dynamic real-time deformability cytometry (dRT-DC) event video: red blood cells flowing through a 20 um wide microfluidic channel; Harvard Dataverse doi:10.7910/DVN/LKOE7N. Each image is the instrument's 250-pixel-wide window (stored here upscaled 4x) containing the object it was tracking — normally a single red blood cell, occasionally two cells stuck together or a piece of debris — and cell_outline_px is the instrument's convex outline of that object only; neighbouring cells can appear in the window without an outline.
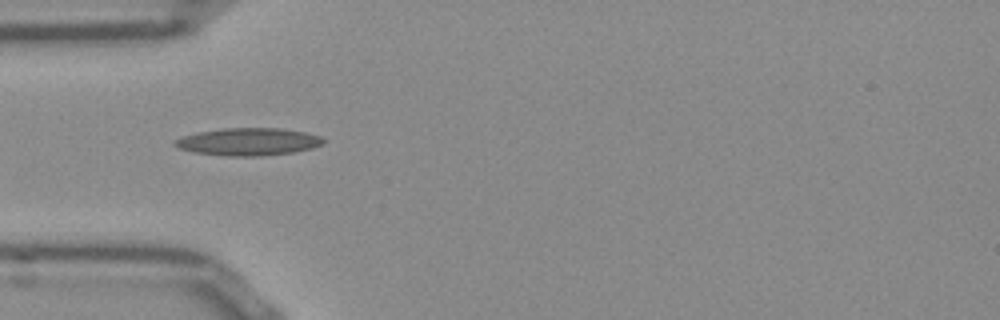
{"species": "Egyptian fruit bat (a non-hibernating species)", "species_latin": "Rousettus aegyptiacus", "temperature_condition": "room temperature", "stored_images_in_passage": 38, "camera_frame_rate_fps": 3000, "um_per_image_px": 0.085, "frame": {"image": 1, "passage_image": 1, "time_ms": 0.0, "image_size_px": [1000, 320], "cell_outline_px": [[324, 144], [312, 148], [296, 152], [264, 156], [224, 156], [192, 152], [180, 148], [172, 144], [176, 140], [184, 136], [196, 132], [224, 128], [280, 128], [304, 132], [320, 136], [324, 140]], "centroid_in_image_um": [21.12, 12.05], "position_along_channel_um": 63.9, "area_um2": 23.93}}
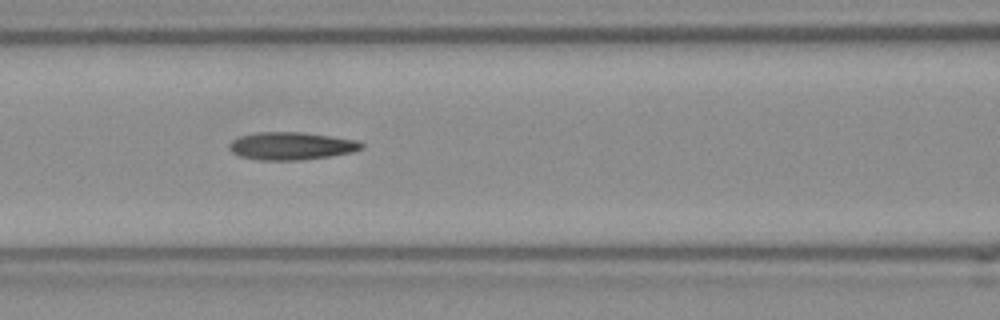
{"frame": {"image": 2, "passage_image": 7, "time_ms": 2.0, "image_size_px": [1000, 320], "cell_outline_px": [[364, 148], [352, 152], [328, 156], [300, 160], [260, 160], [240, 156], [232, 152], [228, 148], [228, 144], [232, 140], [240, 136], [256, 132], [300, 132], [332, 136], [356, 140], [364, 144]], "centroid_in_image_um": [24.74, 12.4], "position_along_channel_um": 141.9, "area_um2": 21.33}}
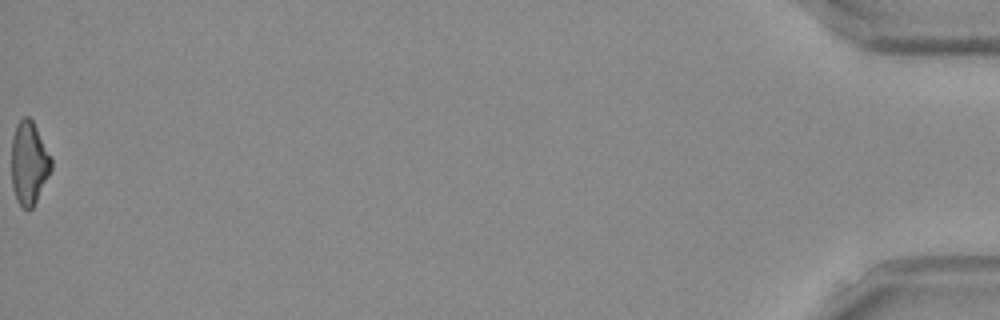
{"frame": {"image": 3, "passage_image": 38, "time_ms": 12.333, "image_size_px": [1000, 320], "cell_outline_px": [[52, 168], [32, 208], [28, 212], [16, 200], [12, 188], [12, 136], [16, 124], [24, 116], [28, 116], [32, 120], [52, 160]], "centroid_in_image_um": [2.44, 13.87], "position_along_channel_um": 432.8, "area_um2": 19.02}, "authors_computed_cell_mechanics": {"area_um2": 20.6635, "velocity_mm_per_s": 3.8608, "shape_relaxation_time_tau1_ms": null, "shape_relaxation_time_tau2_ms": 4.3651, "deformation_change_tau1": null, "deformation_change_tau2": 0.1654}}